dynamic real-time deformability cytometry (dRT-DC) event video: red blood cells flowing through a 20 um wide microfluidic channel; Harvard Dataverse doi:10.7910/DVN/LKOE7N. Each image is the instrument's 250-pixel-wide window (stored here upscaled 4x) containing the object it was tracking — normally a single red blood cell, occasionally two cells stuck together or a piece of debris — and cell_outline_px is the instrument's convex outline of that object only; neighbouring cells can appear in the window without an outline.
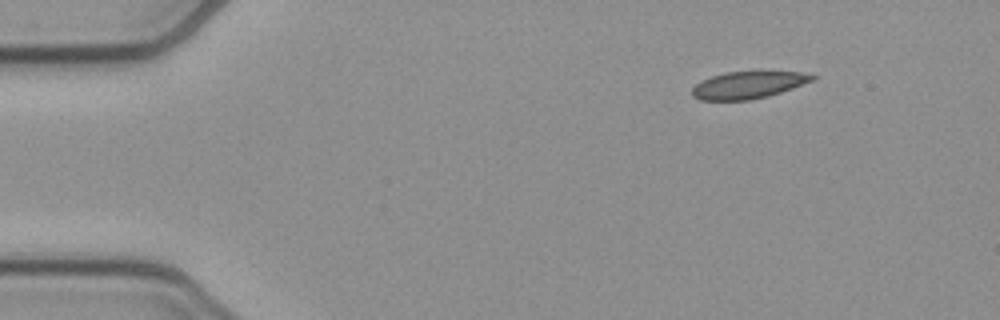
{"species": "common noctule bat (a hibernating species)", "species_latin": "Nyctalus noctula", "temperature_condition": "cold", "stored_images_in_passage": 47, "camera_frame_rate_fps": 3000, "um_per_image_px": 0.085, "animal": {"sex": "female", "body_mass_g": 21.9}, "frame": {"image": 1, "passage_image": 1, "time_ms": 0.0, "image_size_px": [1000, 320], "cell_outline_px": [[816, 80], [768, 96], [748, 100], [700, 100], [692, 96], [692, 88], [696, 84], [712, 76], [724, 72], [800, 72], [816, 76]], "centroid_in_image_um": [63.59, 7.23], "position_along_channel_um": 21.4, "area_um2": 18.79}}
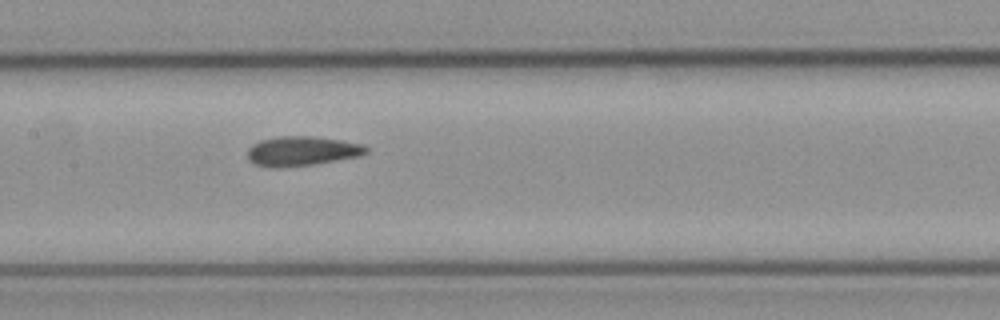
{"frame": {"image": 2, "passage_image": 20, "time_ms": 6.333, "image_size_px": [1000, 320], "cell_outline_px": [[368, 152], [360, 156], [316, 164], [280, 168], [272, 168], [252, 164], [248, 160], [248, 148], [252, 144], [260, 140], [280, 136], [312, 136], [340, 140], [364, 144], [368, 148]], "centroid_in_image_um": [25.64, 12.85], "position_along_channel_um": 181.8, "area_um2": 20.75}}
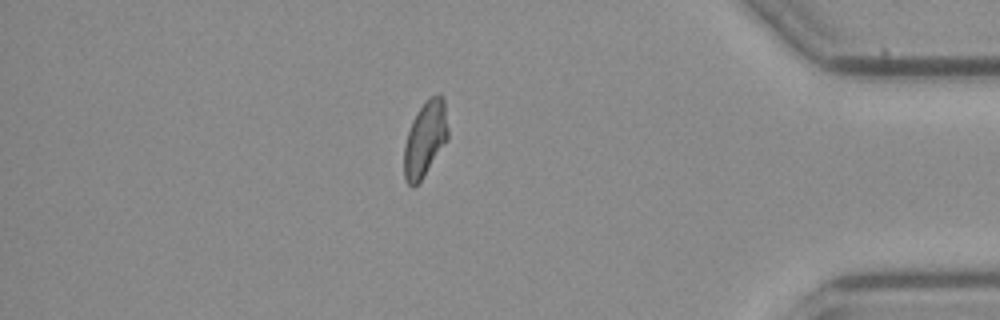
{"frame": {"image": 3, "passage_image": 40, "time_ms": 13.0, "image_size_px": [1000, 320], "cell_outline_px": [[448, 140], [420, 180], [412, 188], [404, 180], [404, 144], [412, 120], [428, 96], [436, 92], [440, 92], [444, 96], [448, 128]], "centroid_in_image_um": [36.15, 11.74], "position_along_channel_um": 399.1, "area_um2": 19.48}, "authors_computed_cell_mechanics": {"area_um2": 19.7676, "velocity_mm_per_s": 3.84, "shape_relaxation_time_tau1_ms": 8.6658, "shape_relaxation_time_tau2_ms": 2.004, "deformation_change_tau1": 0.1862, "deformation_change_tau2": 0.0678}}